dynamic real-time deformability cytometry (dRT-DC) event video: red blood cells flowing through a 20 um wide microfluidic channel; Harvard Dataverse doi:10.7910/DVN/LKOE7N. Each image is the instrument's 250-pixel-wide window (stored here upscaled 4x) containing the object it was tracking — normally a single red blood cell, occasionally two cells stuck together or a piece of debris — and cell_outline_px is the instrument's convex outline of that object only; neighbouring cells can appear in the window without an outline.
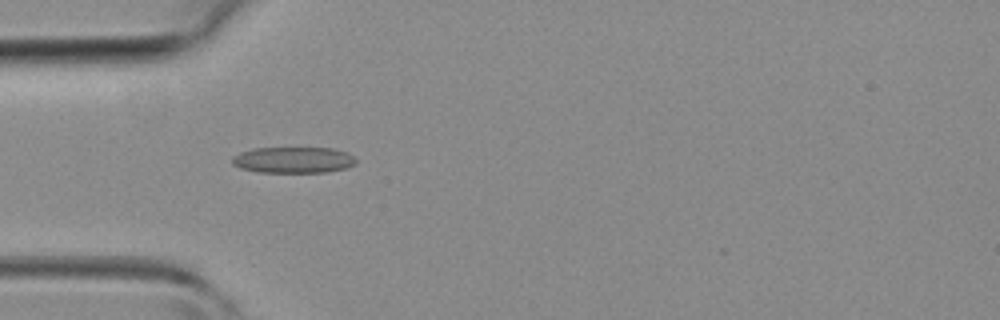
{"species": "common noctule bat (a hibernating species)", "species_latin": "Nyctalus noctula", "temperature_condition": "room temperature", "stored_images_in_passage": 35, "camera_frame_rate_fps": 3000, "um_per_image_px": 0.085, "animal": {"sex": "female", "body_mass_g": 19.3, "forearm_length_mm": 54.1}, "frame": {"image": 1, "passage_image": 6, "time_ms": 1.667, "image_size_px": [1000, 320], "cell_outline_px": [[356, 164], [344, 168], [324, 172], [260, 172], [240, 168], [232, 164], [232, 156], [240, 152], [252, 148], [332, 148], [348, 152], [356, 160]], "centroid_in_image_um": [24.91, 13.59], "position_along_channel_um": 60.1, "area_um2": 18.84}}
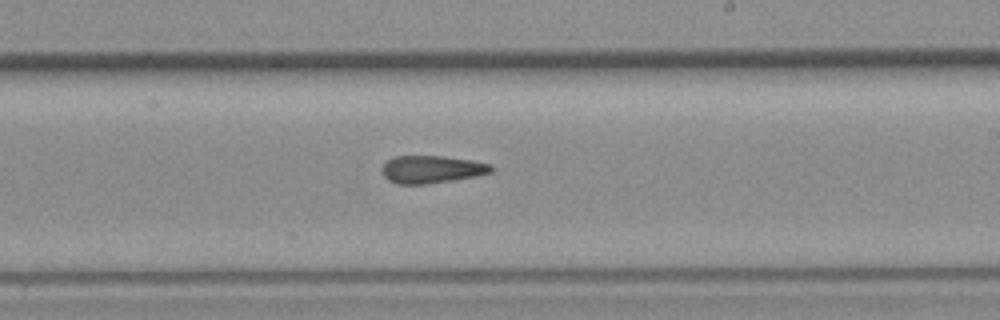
{"frame": {"image": 2, "passage_image": 18, "time_ms": 5.667, "image_size_px": [1000, 320], "cell_outline_px": [[492, 172], [476, 176], [428, 184], [396, 184], [388, 180], [384, 176], [384, 164], [388, 160], [396, 156], [444, 156], [472, 160], [492, 164]], "centroid_in_image_um": [36.72, 14.39], "position_along_channel_um": 252.3, "area_um2": 17.46}}
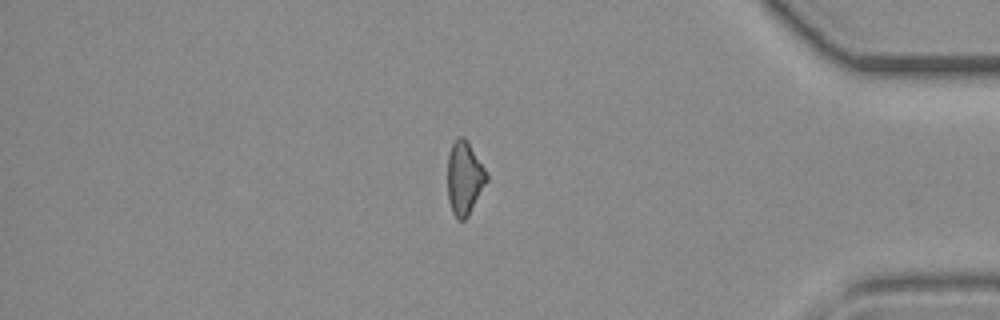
{"frame": {"image": 3, "passage_image": 29, "time_ms": 9.333, "image_size_px": [1000, 320], "cell_outline_px": [[488, 180], [468, 216], [464, 220], [456, 220], [452, 212], [448, 200], [448, 152], [456, 136], [464, 136], [488, 172]], "centroid_in_image_um": [39.48, 15.12], "position_along_channel_um": 395.7, "area_um2": 16.94}}